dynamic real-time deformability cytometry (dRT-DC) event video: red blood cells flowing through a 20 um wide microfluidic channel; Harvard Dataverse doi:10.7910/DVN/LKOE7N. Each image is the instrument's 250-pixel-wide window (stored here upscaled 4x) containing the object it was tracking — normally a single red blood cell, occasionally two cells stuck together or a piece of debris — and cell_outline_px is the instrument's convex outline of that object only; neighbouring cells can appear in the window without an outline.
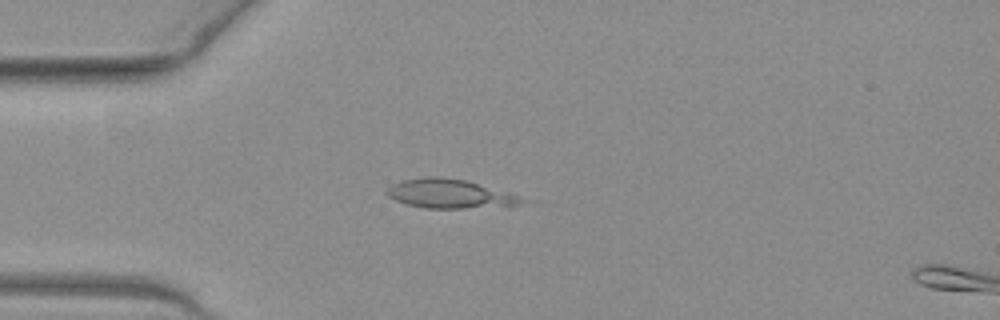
{"species": "common noctule bat (a hibernating species)", "species_latin": "Nyctalus noctula", "temperature_condition": "warm", "stored_images_in_passage": 3, "camera_frame_rate_fps": 3000, "um_per_image_px": 0.085, "animal": {"sex": "female", "body_mass_g": 19.3, "forearm_length_mm": 54.1}, "frame": {"image": 1, "passage_image": 2, "time_ms": 0.333, "image_size_px": [1000, 320], "cell_outline_px": [[524, 200], [516, 204], [464, 208], [424, 208], [408, 204], [396, 200], [388, 196], [384, 192], [392, 184], [404, 180], [428, 176], [436, 176], [464, 180], [508, 192]], "centroid_in_image_um": [38.1, 16.46], "position_along_channel_um": 46.9, "area_um2": 22.08}}